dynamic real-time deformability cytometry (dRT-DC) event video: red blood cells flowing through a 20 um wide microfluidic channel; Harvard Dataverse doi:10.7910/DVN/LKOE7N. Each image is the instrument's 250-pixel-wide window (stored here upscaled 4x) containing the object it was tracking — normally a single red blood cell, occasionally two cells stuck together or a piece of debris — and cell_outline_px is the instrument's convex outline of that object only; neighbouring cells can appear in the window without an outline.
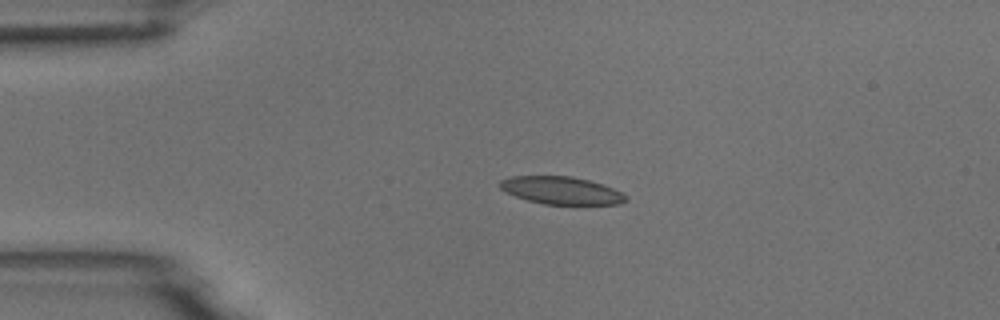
{"species": "common noctule bat (a hibernating species)", "species_latin": "Nyctalus noctula", "temperature_condition": "room temperature", "stored_images_in_passage": 4, "camera_frame_rate_fps": 3000, "um_per_image_px": 0.085, "animal": {"sex": "male", "body_mass_g": 18.8}, "frame": {"image": 1, "passage_image": 3, "time_ms": 2.333, "image_size_px": [1000, 320], "cell_outline_px": [[628, 200], [620, 204], [544, 204], [528, 200], [504, 192], [500, 188], [500, 180], [512, 176], [568, 176], [588, 180], [612, 188], [628, 196]], "centroid_in_image_um": [47.7, 16.19], "position_along_channel_um": 37.3, "area_um2": 20.06}}